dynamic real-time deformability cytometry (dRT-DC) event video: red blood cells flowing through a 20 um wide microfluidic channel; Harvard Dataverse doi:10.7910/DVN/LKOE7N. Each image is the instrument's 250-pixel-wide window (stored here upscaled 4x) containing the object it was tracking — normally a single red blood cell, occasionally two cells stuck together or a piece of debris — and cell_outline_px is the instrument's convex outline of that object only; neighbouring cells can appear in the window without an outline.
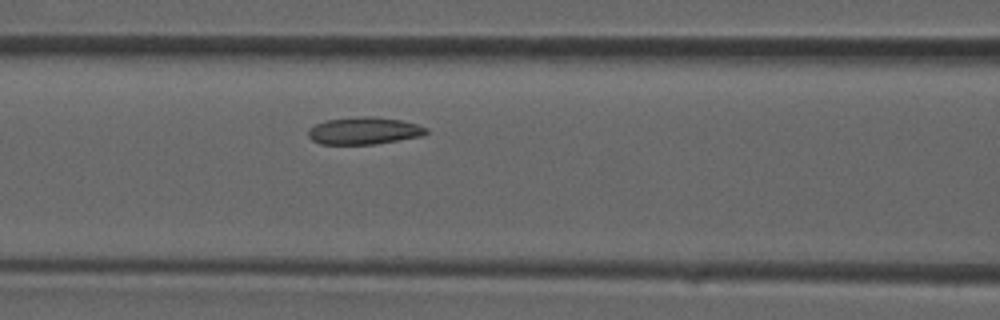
{"species": "common noctule bat (a hibernating species)", "species_latin": "Nyctalus noctula", "temperature_condition": "room temperature", "stored_images_in_passage": 28, "camera_frame_rate_fps": 3000, "um_per_image_px": 0.085, "animal": {"sex": "male", "forearm_length_mm": 52.5}, "frame": {"image": 1, "passage_image": 11, "time_ms": 3.333, "image_size_px": [1000, 320], "cell_outline_px": [[428, 132], [424, 136], [376, 144], [320, 144], [312, 140], [308, 136], [308, 128], [324, 120], [364, 116], [376, 116], [400, 120], [416, 124], [428, 128]], "centroid_in_image_um": [30.95, 11.11], "position_along_channel_um": 135.6, "area_um2": 18.9}}
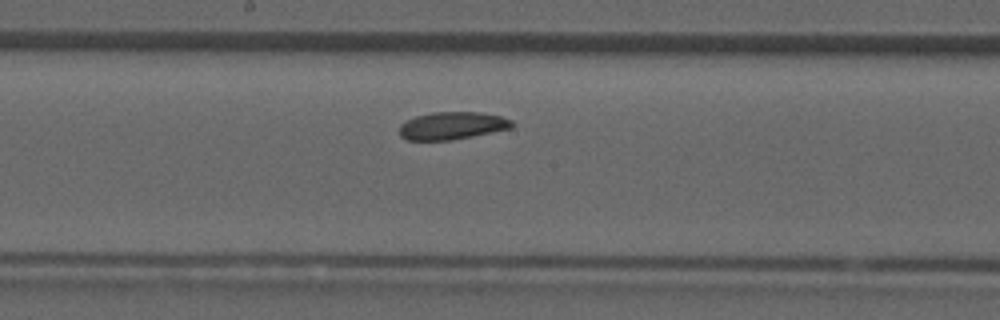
{"frame": {"image": 2, "passage_image": 15, "time_ms": 4.667, "image_size_px": [1000, 320], "cell_outline_px": [[516, 124], [512, 128], [452, 140], [408, 140], [400, 136], [400, 124], [416, 116], [432, 112], [480, 112], [500, 116], [512, 120]], "centroid_in_image_um": [38.46, 10.68], "position_along_channel_um": 209.7, "area_um2": 18.09}}
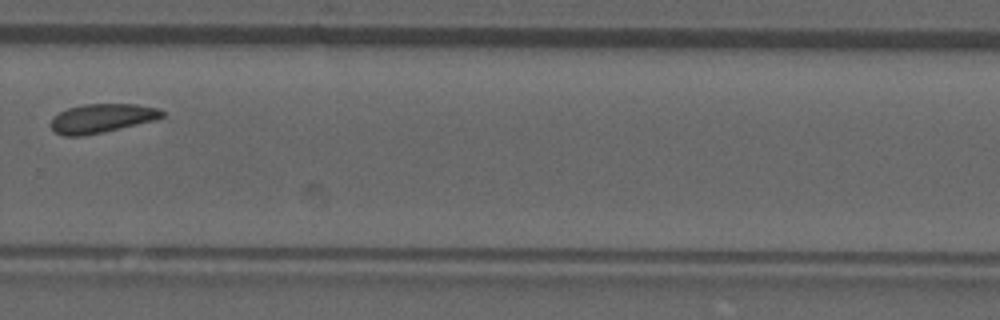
{"frame": {"image": 3, "passage_image": 21, "time_ms": 6.667, "image_size_px": [1000, 320], "cell_outline_px": [[164, 116], [156, 120], [104, 132], [80, 136], [64, 136], [56, 132], [52, 128], [52, 116], [68, 108], [84, 104], [136, 104], [156, 108], [164, 112]], "centroid_in_image_um": [8.66, 10.05], "position_along_channel_um": 321.1, "area_um2": 18.67}}